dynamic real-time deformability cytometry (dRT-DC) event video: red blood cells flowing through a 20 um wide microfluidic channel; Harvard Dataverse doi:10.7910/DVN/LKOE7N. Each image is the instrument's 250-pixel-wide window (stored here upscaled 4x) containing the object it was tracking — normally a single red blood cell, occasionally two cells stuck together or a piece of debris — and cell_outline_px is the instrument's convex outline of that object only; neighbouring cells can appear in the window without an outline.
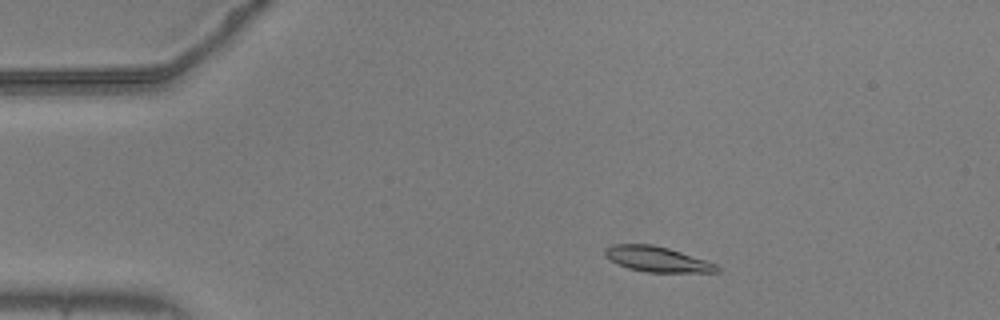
{"species": "common noctule bat (a hibernating species)", "species_latin": "Nyctalus noctula", "temperature_condition": "warm", "stored_images_in_passage": 47, "camera_frame_rate_fps": 3000, "um_per_image_px": 0.085, "animal": {"sex": "male", "body_mass_g": 20.5, "forearm_length_mm": 52.5}, "frame": {"image": 1, "passage_image": 2, "time_ms": 0.333, "image_size_px": [1000, 320], "cell_outline_px": [[720, 268], [716, 272], [648, 272], [628, 268], [604, 256], [604, 248], [612, 244], [652, 244], [668, 248], [716, 264]], "centroid_in_image_um": [55.81, 22.02], "position_along_channel_um": 29.2, "area_um2": 16.24}}
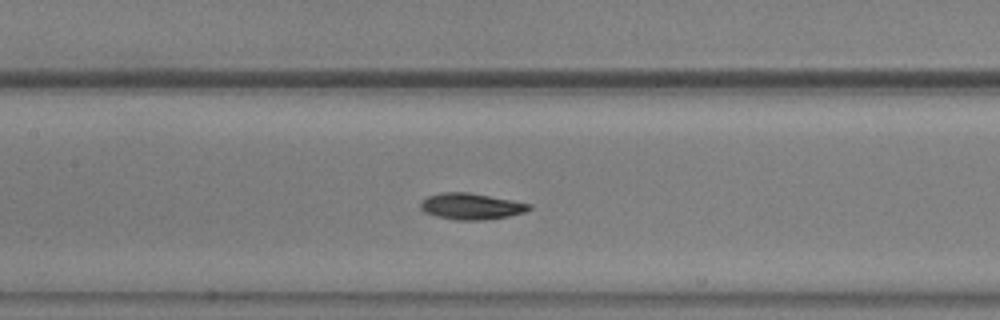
{"frame": {"image": 2, "passage_image": 18, "time_ms": 5.667, "image_size_px": [1000, 320], "cell_outline_px": [[532, 208], [524, 212], [508, 216], [488, 220], [456, 220], [436, 216], [424, 212], [420, 208], [420, 200], [428, 196], [440, 192], [468, 192], [512, 200], [532, 204]], "centroid_in_image_um": [40.03, 17.54], "position_along_channel_um": 167.4, "area_um2": 16.76}}
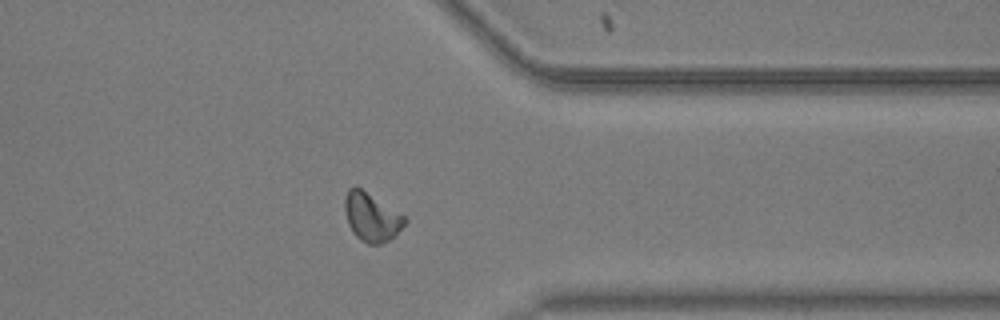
{"frame": {"image": 3, "passage_image": 36, "time_ms": 11.667, "image_size_px": [1000, 320], "cell_outline_px": [[408, 220], [388, 240], [380, 244], [368, 244], [360, 240], [352, 232], [348, 224], [344, 208], [344, 196], [348, 188], [356, 184], [404, 216]], "centroid_in_image_um": [31.51, 18.41], "position_along_channel_um": 379.9, "area_um2": 16.88}, "authors_computed_cell_mechanics": {"area_um2": 16.5308, "velocity_mm_per_s": 3.6584, "shape_relaxation_time_tau1_ms": 2.9589, "shape_relaxation_time_tau2_ms": 4.6976, "deformation_change_tau1": 0.1265, "deformation_change_tau2": 0.0864}}